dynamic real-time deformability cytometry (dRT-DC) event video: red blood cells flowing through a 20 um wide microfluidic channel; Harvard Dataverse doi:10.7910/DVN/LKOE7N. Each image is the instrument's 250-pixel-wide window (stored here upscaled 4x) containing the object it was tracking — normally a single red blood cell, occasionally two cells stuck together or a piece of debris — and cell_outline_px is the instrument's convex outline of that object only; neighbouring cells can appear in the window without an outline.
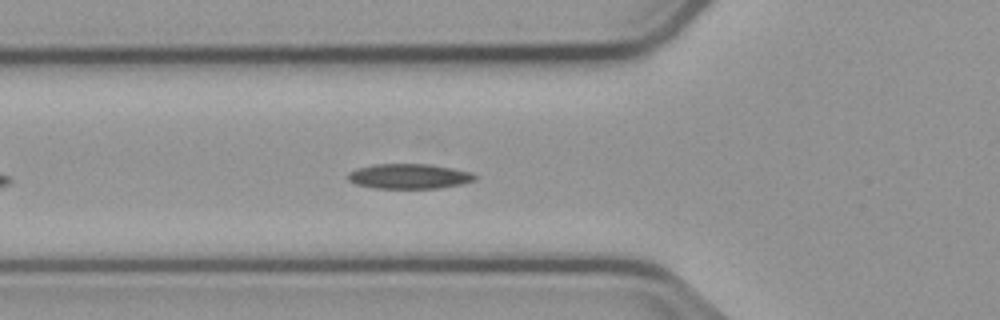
{"species": "common noctule bat (a hibernating species)", "species_latin": "Nyctalus noctula", "temperature_condition": "cold", "stored_images_in_passage": 13, "camera_frame_rate_fps": 3000, "um_per_image_px": 0.085, "animal": {"sex": "male", "body_mass_g": 23.1, "forearm_length_mm": 52.7}, "frame": {"image": 1, "passage_image": 8, "time_ms": 2.333, "image_size_px": [1000, 320], "cell_outline_px": [[476, 180], [460, 184], [440, 188], [372, 188], [356, 184], [348, 180], [348, 172], [356, 168], [376, 164], [428, 164], [452, 168], [472, 172], [476, 176]], "centroid_in_image_um": [34.76, 14.98], "position_along_channel_um": 91.0, "area_um2": 18.5}}